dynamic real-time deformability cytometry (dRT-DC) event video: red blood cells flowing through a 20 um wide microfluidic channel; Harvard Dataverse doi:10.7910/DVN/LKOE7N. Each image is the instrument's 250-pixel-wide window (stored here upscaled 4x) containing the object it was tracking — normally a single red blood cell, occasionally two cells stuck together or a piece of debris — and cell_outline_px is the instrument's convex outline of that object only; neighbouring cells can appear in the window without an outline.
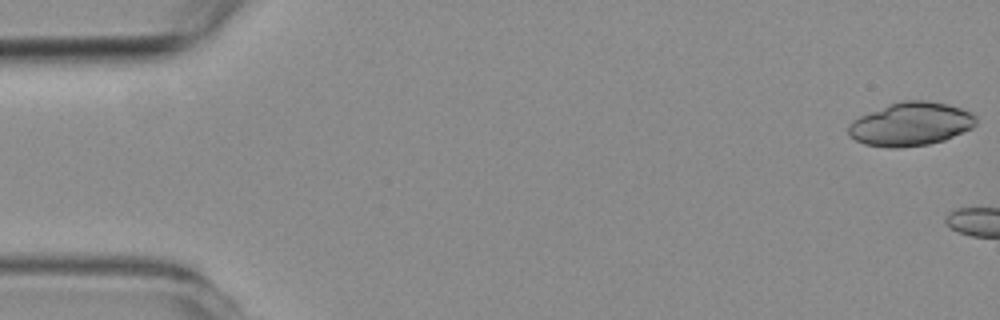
{"species": "common noctule bat (a hibernating species)", "species_latin": "Nyctalus noctula", "temperature_condition": "room temperature", "stored_images_in_passage": 9, "camera_frame_rate_fps": 3000, "um_per_image_px": 0.085, "animal": {"sex": "female", "body_mass_g": 19.3, "forearm_length_mm": 54.1}, "frame": {"image": 1, "passage_image": 1, "time_ms": 0.0, "image_size_px": [1000, 320], "cell_outline_px": [[976, 124], [972, 128], [944, 140], [928, 144], [900, 148], [888, 148], [864, 144], [848, 136], [848, 124], [852, 120], [860, 116], [888, 104], [900, 100], [928, 100], [948, 104], [972, 112], [976, 116]], "centroid_in_image_um": [77.4, 10.54], "position_along_channel_um": 7.6, "area_um2": 32.6}}